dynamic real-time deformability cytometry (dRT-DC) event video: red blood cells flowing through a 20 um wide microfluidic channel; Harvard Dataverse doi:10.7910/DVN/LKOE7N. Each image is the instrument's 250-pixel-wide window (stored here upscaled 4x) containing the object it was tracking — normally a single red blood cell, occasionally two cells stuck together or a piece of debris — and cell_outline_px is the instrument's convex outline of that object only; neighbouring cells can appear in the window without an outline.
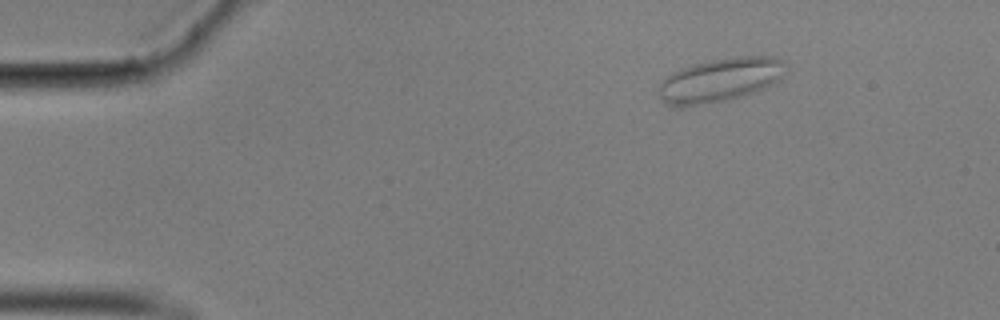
{"species": "common noctule bat (a hibernating species)", "species_latin": "Nyctalus noctula", "temperature_condition": "cold", "stored_images_in_passage": 12, "camera_frame_rate_fps": 3000, "um_per_image_px": 0.085, "animal": {"sex": "male", "body_mass_g": 17.9}, "frame": {"image": 1, "passage_image": 4, "time_ms": 1.0, "image_size_px": [1000, 320], "cell_outline_px": [[784, 76], [780, 80], [752, 92], [740, 96], [724, 100], [684, 108], [672, 108], [660, 96], [660, 84], [672, 72], [692, 64], [712, 60], [740, 56], [772, 56], [784, 60]], "centroid_in_image_um": [61.2, 6.8], "position_along_channel_um": 23.8, "area_um2": 32.14}}